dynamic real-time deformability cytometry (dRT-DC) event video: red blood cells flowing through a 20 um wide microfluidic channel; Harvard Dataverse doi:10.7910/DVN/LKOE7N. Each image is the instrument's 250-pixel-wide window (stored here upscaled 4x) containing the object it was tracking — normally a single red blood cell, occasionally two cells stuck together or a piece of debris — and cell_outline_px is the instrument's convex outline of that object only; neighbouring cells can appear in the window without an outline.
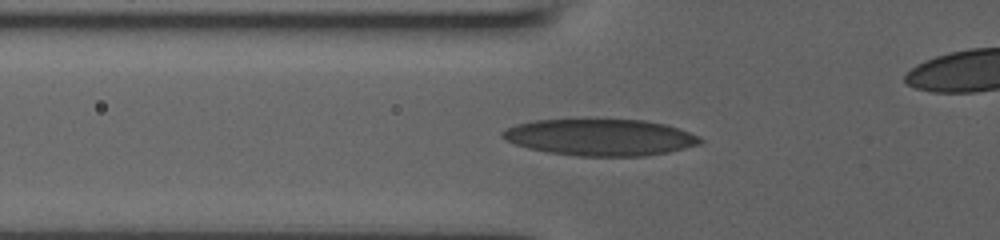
{"species": "human", "species_latin": "Homo sapiens", "temperature_condition": "room temperature", "stored_images_in_passage": 51, "camera_frame_rate_fps": 3000, "um_per_image_px": 0.085, "donor": {"sex": "male"}, "frame": {"image": 1, "passage_image": 12, "time_ms": 6.333, "image_size_px": [1000, 240], "cell_outline_px": [[704, 140], [700, 144], [668, 152], [644, 156], [580, 156], [548, 152], [528, 148], [504, 140], [500, 136], [500, 132], [516, 124], [532, 120], [644, 120], [664, 124], [700, 136]], "centroid_in_image_um": [51.0, 11.68], "position_along_channel_um": 74.8, "area_um2": 41.96}}
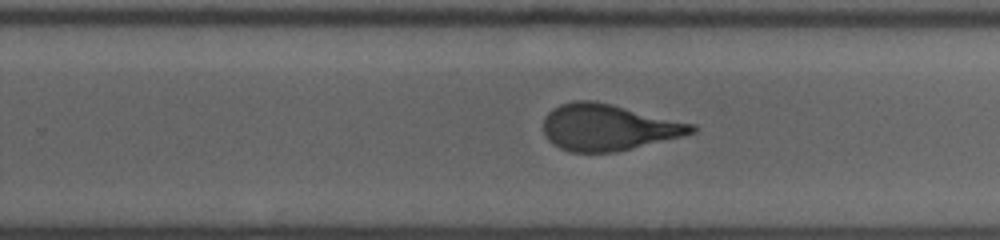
{"frame": {"image": 2, "passage_image": 32, "time_ms": 11.333, "image_size_px": [1000, 240], "cell_outline_px": [[700, 128], [696, 132], [684, 136], [616, 152], [568, 152], [552, 144], [548, 140], [544, 132], [544, 116], [552, 108], [560, 104], [576, 100], [596, 100], [696, 124]], "centroid_in_image_um": [51.73, 10.82], "position_along_channel_um": 278.1, "area_um2": 40.58}}
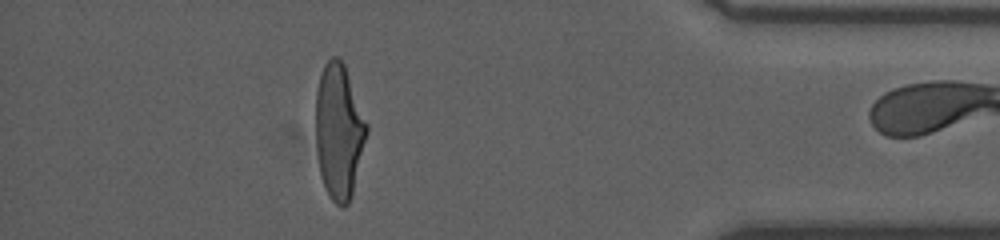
{"frame": {"image": 3, "passage_image": 49, "time_ms": 15.333, "image_size_px": [1000, 240], "cell_outline_px": [[368, 132], [352, 196], [348, 204], [344, 208], [340, 208], [328, 196], [324, 188], [320, 176], [316, 148], [316, 88], [320, 72], [324, 64], [332, 56], [340, 56], [344, 64], [368, 124]], "centroid_in_image_um": [28.8, 11.18], "position_along_channel_um": 406.4, "area_um2": 40.69}}